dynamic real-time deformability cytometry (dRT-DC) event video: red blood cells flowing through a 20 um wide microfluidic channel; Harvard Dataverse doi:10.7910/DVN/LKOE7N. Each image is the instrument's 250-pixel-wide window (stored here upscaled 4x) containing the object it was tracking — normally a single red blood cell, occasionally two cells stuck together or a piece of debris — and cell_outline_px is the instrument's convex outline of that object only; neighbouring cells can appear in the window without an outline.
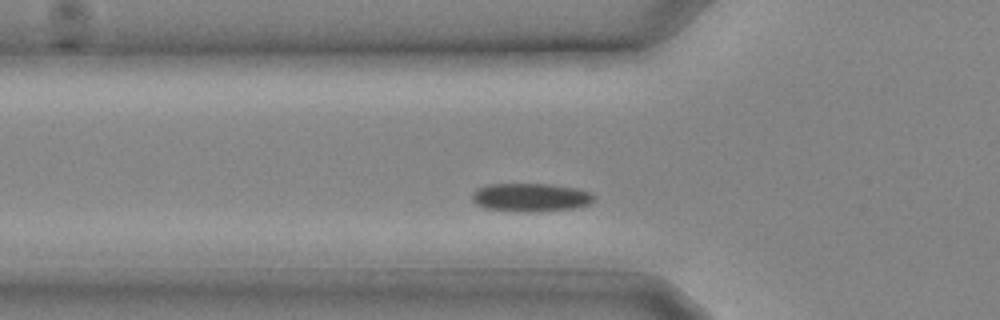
{"species": "common noctule bat (a hibernating species)", "species_latin": "Nyctalus noctula", "temperature_condition": "cold", "stored_images_in_passage": 22, "camera_frame_rate_fps": 3000, "um_per_image_px": 0.085, "animal": {"sex": "male", "body_mass_g": 20.4}, "frame": {"image": 1, "passage_image": 5, "time_ms": 1.333, "image_size_px": [1000, 320], "cell_outline_px": [[596, 196], [588, 204], [572, 208], [524, 212], [484, 208], [476, 204], [472, 200], [472, 192], [476, 188], [488, 184], [552, 184], [576, 188], [592, 192]], "centroid_in_image_um": [45.07, 16.76], "position_along_channel_um": 80.7, "area_um2": 20.11}}
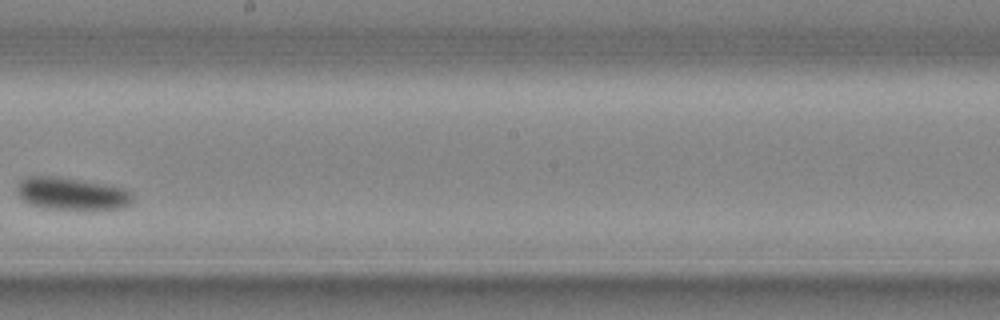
{"frame": {"image": 2, "passage_image": 12, "time_ms": 3.667, "image_size_px": [1000, 320], "cell_outline_px": [[132, 204], [128, 208], [92, 212], [80, 212], [48, 208], [28, 204], [16, 192], [16, 188], [20, 180], [24, 176], [60, 176], [84, 180], [128, 188], [132, 192]], "centroid_in_image_um": [6.19, 16.51], "position_along_channel_um": 242.0, "area_um2": 23.35}}
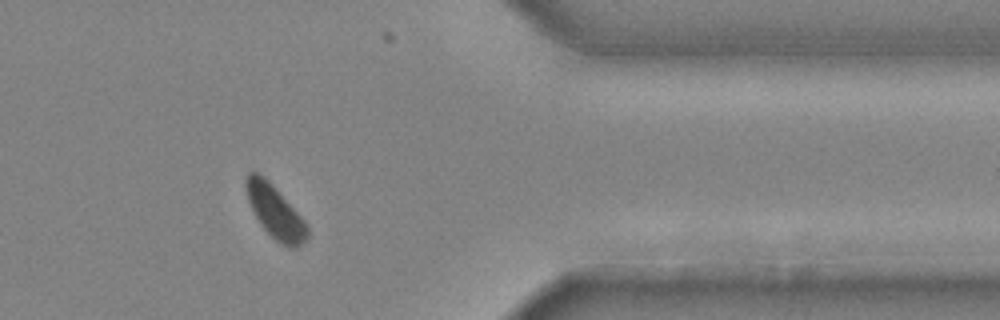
{"frame": {"image": 3, "passage_image": 19, "time_ms": 6.0, "image_size_px": [1000, 320], "cell_outline_px": [[308, 240], [296, 248], [288, 248], [280, 244], [264, 228], [256, 216], [248, 200], [244, 184], [244, 180], [248, 172], [256, 172], [264, 176], [268, 180], [304, 220], [308, 228]], "centroid_in_image_um": [23.39, 18.01], "position_along_channel_um": 388.0, "area_um2": 18.67}}